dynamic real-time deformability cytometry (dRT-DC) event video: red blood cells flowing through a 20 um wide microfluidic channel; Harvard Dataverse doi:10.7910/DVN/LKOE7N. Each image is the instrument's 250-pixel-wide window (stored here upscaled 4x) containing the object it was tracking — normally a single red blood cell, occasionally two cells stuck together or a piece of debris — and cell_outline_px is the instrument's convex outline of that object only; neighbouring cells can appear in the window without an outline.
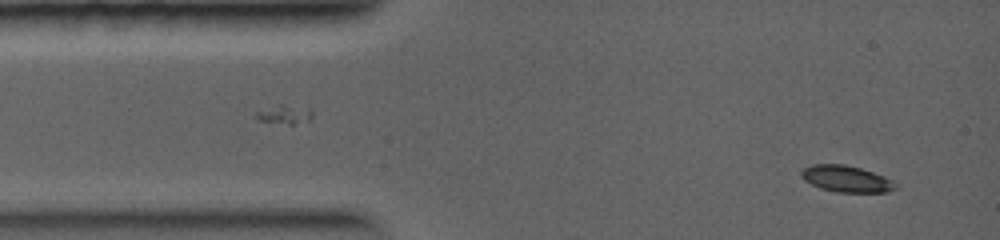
{"species": "common noctule bat (a hibernating species)", "species_latin": "Nyctalus noctula", "temperature_condition": "warm", "stored_images_in_passage": 23, "camera_frame_rate_fps": 5000, "um_per_image_px": 0.085, "animal": {"sex": "female", "body_mass_g": 19.0, "forearm_length_mm": 56.7}, "frame": {"image": 1, "passage_image": 1, "time_ms": 0.0, "image_size_px": [1000, 240], "cell_outline_px": [[900, 188], [888, 192], [836, 192], [820, 188], [804, 180], [800, 176], [800, 172], [804, 168], [812, 164], [844, 164], [860, 168], [884, 176], [900, 184]], "centroid_in_image_um": [71.98, 15.21], "position_along_channel_um": 13.0, "area_um2": 14.74}}
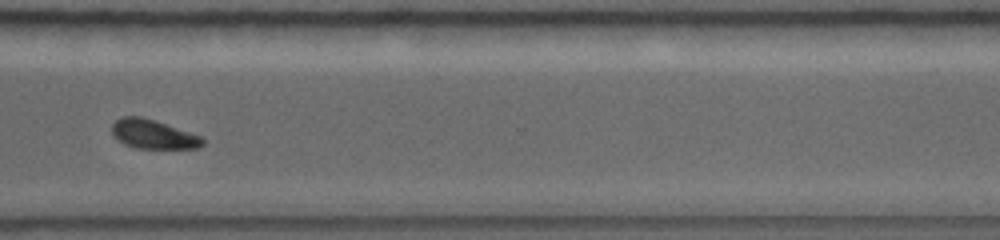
{"frame": {"image": 2, "passage_image": 18, "time_ms": 7.6, "image_size_px": [1000, 240], "cell_outline_px": [[204, 144], [196, 148], [136, 148], [124, 144], [112, 132], [112, 124], [120, 116], [140, 116], [204, 136]], "centroid_in_image_um": [13.05, 11.4], "position_along_channel_um": 357.5, "area_um2": 15.26}}
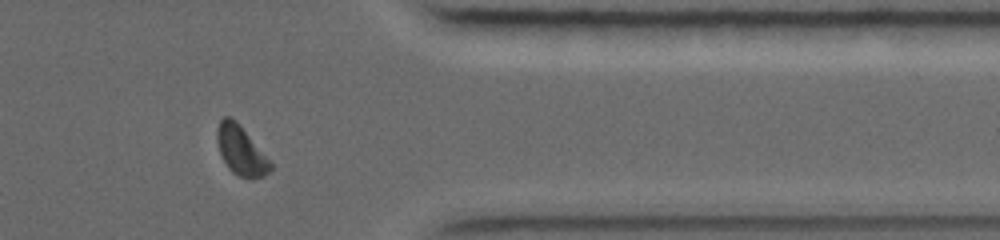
{"frame": {"image": 3, "passage_image": 20, "time_ms": 8.4, "image_size_px": [1000, 240], "cell_outline_px": [[272, 168], [264, 176], [252, 180], [248, 180], [232, 172], [228, 168], [220, 152], [216, 140], [216, 128], [220, 120], [224, 116], [228, 116], [236, 120], [272, 164]], "centroid_in_image_um": [20.46, 12.81], "position_along_channel_um": 390.9, "area_um2": 15.2}}